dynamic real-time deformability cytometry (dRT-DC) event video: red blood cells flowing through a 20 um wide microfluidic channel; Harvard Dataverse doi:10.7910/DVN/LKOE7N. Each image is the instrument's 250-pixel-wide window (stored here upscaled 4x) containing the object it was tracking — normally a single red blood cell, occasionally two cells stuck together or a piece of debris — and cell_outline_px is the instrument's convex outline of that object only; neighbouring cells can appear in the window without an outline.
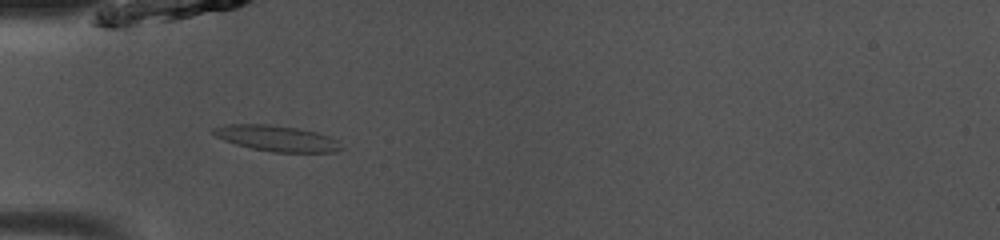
{"species": "common noctule bat (a hibernating species)", "species_latin": "Nyctalus noctula", "temperature_condition": "room temperature", "stored_images_in_passage": 35, "camera_frame_rate_fps": 3000, "um_per_image_px": 0.085, "animal": {"sex": "male", "body_mass_g": 13.0, "forearm_length_mm": 53.1}, "frame": {"image": 1, "passage_image": 2, "time_ms": 0.333, "image_size_px": [1000, 240], "cell_outline_px": [[344, 148], [336, 152], [272, 152], [252, 148], [236, 144], [224, 140], [216, 136], [212, 132], [212, 128], [228, 124], [268, 124], [300, 128], [316, 132], [340, 140]], "centroid_in_image_um": [23.58, 11.76], "position_along_channel_um": 61.4, "area_um2": 19.36}}
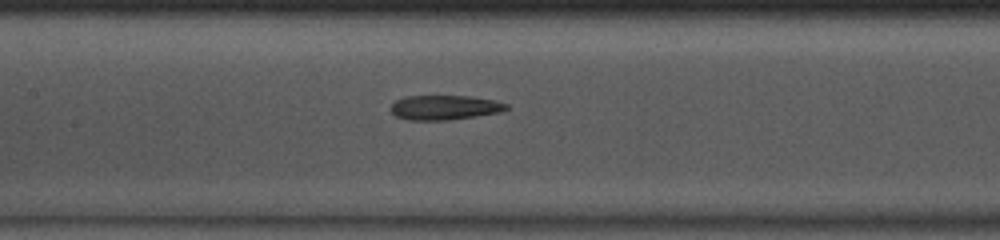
{"frame": {"image": 2, "passage_image": 10, "time_ms": 3.0, "image_size_px": [1000, 240], "cell_outline_px": [[508, 108], [500, 112], [448, 120], [408, 120], [396, 116], [392, 112], [392, 104], [396, 100], [404, 96], [468, 96], [492, 100], [508, 104]], "centroid_in_image_um": [37.76, 9.13], "position_along_channel_um": 169.6, "area_um2": 16.36}}
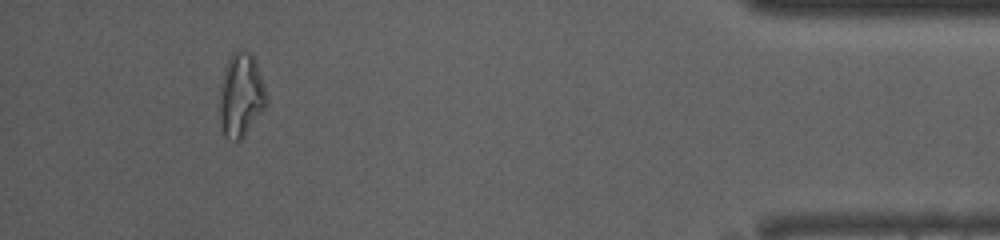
{"frame": {"image": 3, "passage_image": 32, "time_ms": 10.333, "image_size_px": [1000, 240], "cell_outline_px": [[268, 100], [264, 108], [244, 136], [236, 144], [228, 140], [224, 136], [220, 120], [220, 92], [224, 68], [232, 52], [248, 52], [252, 56], [256, 64]], "centroid_in_image_um": [20.46, 8.16], "position_along_channel_um": 414.7, "area_um2": 22.43}, "authors_computed_cell_mechanics": {"area_um2": 17.8024, "velocity_mm_per_s": 4.097, "shape_relaxation_time_tau1_ms": null, "shape_relaxation_time_tau2_ms": 3.8006, "deformation_change_tau1": null, "deformation_change_tau2": 0.1292}}